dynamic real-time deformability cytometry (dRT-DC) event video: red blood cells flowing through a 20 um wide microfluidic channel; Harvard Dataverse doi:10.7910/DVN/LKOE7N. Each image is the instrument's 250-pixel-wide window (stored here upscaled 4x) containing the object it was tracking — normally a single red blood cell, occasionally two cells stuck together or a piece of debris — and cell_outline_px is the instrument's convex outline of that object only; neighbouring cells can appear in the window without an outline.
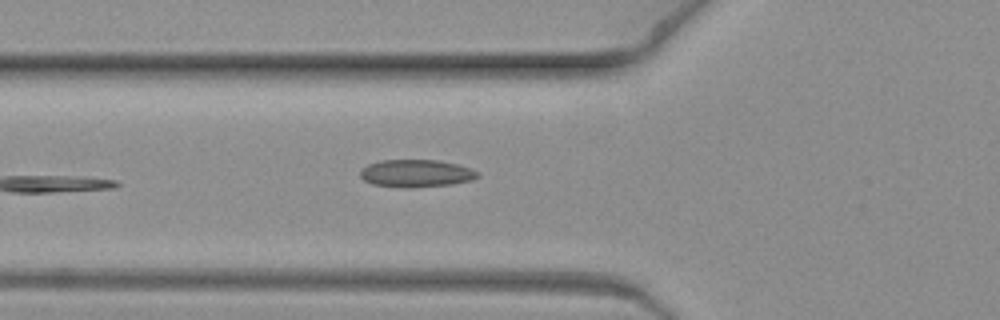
{"species": "common noctule bat (a hibernating species)", "species_latin": "Nyctalus noctula", "temperature_condition": "warm", "stored_images_in_passage": 8, "camera_frame_rate_fps": 3000, "um_per_image_px": 0.085, "animal": {"sex": "female", "body_mass_g": 19.3, "forearm_length_mm": 54.1}, "frame": {"image": 1, "passage_image": 8, "time_ms": 2.333, "image_size_px": [1000, 320], "cell_outline_px": [[480, 176], [472, 180], [452, 184], [412, 188], [404, 188], [372, 184], [364, 180], [360, 176], [360, 172], [368, 164], [380, 160], [436, 160], [456, 164], [472, 168], [480, 172]], "centroid_in_image_um": [35.4, 14.74], "position_along_channel_um": 90.4, "area_um2": 18.96}}